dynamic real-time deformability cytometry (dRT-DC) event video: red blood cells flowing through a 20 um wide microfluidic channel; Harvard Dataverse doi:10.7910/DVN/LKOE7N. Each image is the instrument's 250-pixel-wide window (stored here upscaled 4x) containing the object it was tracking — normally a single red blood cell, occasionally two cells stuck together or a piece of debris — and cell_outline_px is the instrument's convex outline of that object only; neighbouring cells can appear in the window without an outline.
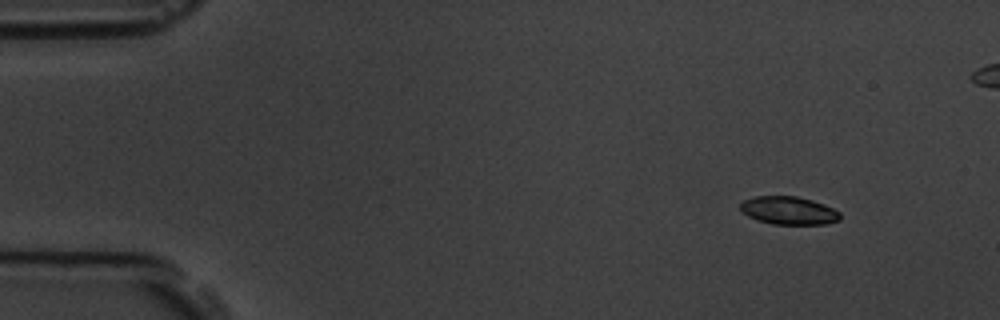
{"species": "common noctule bat (a hibernating species)", "species_latin": "Nyctalus noctula", "temperature_condition": "room temperature", "stored_images_in_passage": 5, "camera_frame_rate_fps": 3000, "um_per_image_px": 0.085, "animal": {"sex": "male", "body_mass_g": 19.5, "forearm_length_mm": 54.6}, "frame": {"image": 1, "passage_image": 2, "time_ms": 1.333, "image_size_px": [1000, 320], "cell_outline_px": [[840, 220], [824, 224], [772, 224], [756, 220], [740, 212], [740, 204], [744, 200], [756, 196], [796, 196], [812, 200], [824, 204], [840, 212]], "centroid_in_image_um": [67.01, 17.9], "position_along_channel_um": 18.0, "area_um2": 16.36}}